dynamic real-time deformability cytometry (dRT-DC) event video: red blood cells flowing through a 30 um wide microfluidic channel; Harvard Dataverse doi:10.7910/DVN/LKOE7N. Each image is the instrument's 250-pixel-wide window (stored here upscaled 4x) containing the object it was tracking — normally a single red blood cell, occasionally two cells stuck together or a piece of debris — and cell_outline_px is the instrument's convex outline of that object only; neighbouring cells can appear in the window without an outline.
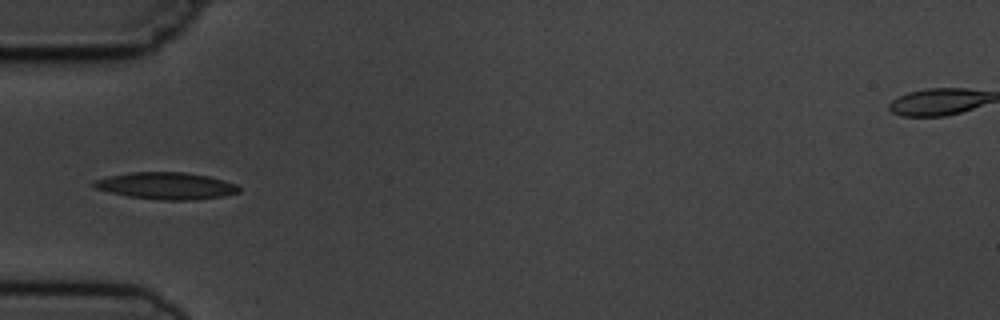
{"species": "common noctule bat (a hibernating species)", "species_latin": "Nyctalus noctula", "temperature_condition": "cold", "stored_images_in_passage": 5, "camera_frame_rate_fps": 3000, "um_per_image_px": 0.085, "animal": {"sex": "male", "body_mass_g": 19.5, "forearm_length_mm": 54.6}, "frame": {"image": 1, "passage_image": 5, "time_ms": 5.333, "image_size_px": [1000, 320], "cell_outline_px": [[240, 192], [224, 196], [192, 200], [164, 200], [128, 196], [96, 188], [92, 184], [92, 180], [108, 176], [132, 172], [188, 172], [208, 176], [224, 180], [236, 184], [240, 188]], "centroid_in_image_um": [14.16, 15.78], "position_along_channel_um": 70.8, "area_um2": 22.72}}